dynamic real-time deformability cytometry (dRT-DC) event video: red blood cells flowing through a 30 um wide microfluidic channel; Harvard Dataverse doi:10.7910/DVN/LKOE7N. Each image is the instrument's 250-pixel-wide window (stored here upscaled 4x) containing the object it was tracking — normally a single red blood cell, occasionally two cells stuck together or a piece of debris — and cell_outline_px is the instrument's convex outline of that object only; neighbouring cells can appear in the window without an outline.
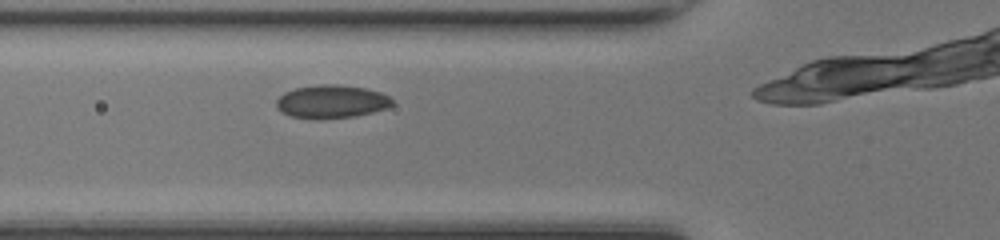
{"species": "common noctule bat (a hibernating species)", "species_latin": "Nyctalus noctula", "temperature_condition": "room temperature", "stored_images_in_passage": 11, "camera_frame_rate_fps": 3000, "um_per_image_px": 0.085, "animal": {"sex": "female", "body_mass_g": 17.0, "forearm_length_mm": 48.0}, "frame": {"image": 1, "passage_image": 4, "time_ms": 1.0, "image_size_px": [1000, 240], "cell_outline_px": [[392, 104], [388, 108], [356, 116], [320, 120], [292, 116], [280, 112], [276, 108], [276, 100], [284, 92], [296, 88], [324, 84], [336, 84], [364, 88], [380, 92], [388, 96], [392, 100]], "centroid_in_image_um": [28.15, 8.65], "position_along_channel_um": 97.6, "area_um2": 22.48}}
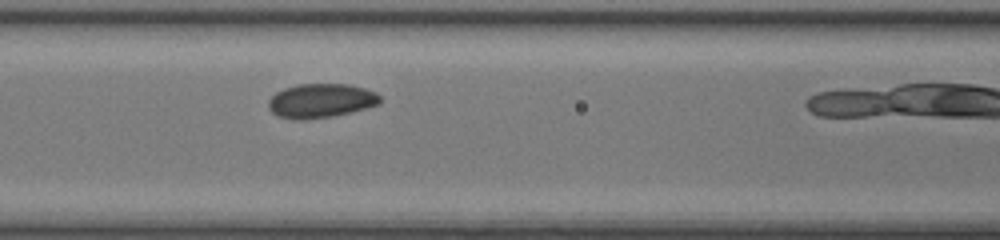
{"frame": {"image": 2, "passage_image": 7, "time_ms": 2.0, "image_size_px": [1000, 240], "cell_outline_px": [[380, 104], [352, 112], [332, 116], [304, 120], [292, 120], [276, 116], [268, 108], [268, 100], [276, 92], [284, 88], [296, 84], [348, 84], [364, 88], [376, 92], [380, 96]], "centroid_in_image_um": [27.25, 8.57], "position_along_channel_um": 139.4, "area_um2": 22.48}}
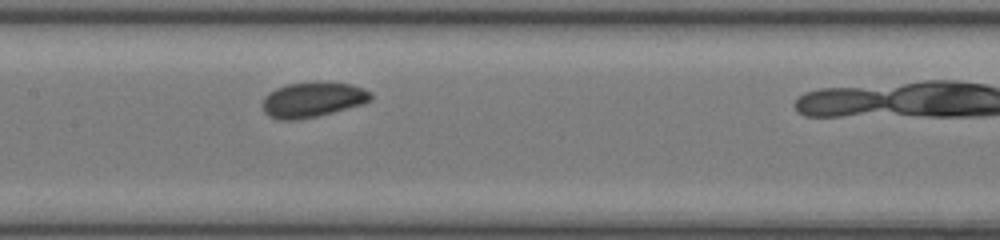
{"frame": {"image": 3, "passage_image": 10, "time_ms": 3.0, "image_size_px": [1000, 240], "cell_outline_px": [[372, 100], [364, 104], [316, 116], [296, 120], [280, 120], [268, 116], [264, 112], [264, 96], [268, 92], [276, 88], [288, 84], [316, 80], [352, 84], [364, 88], [372, 92]], "centroid_in_image_um": [26.61, 8.44], "position_along_channel_um": 180.8, "area_um2": 22.54}}